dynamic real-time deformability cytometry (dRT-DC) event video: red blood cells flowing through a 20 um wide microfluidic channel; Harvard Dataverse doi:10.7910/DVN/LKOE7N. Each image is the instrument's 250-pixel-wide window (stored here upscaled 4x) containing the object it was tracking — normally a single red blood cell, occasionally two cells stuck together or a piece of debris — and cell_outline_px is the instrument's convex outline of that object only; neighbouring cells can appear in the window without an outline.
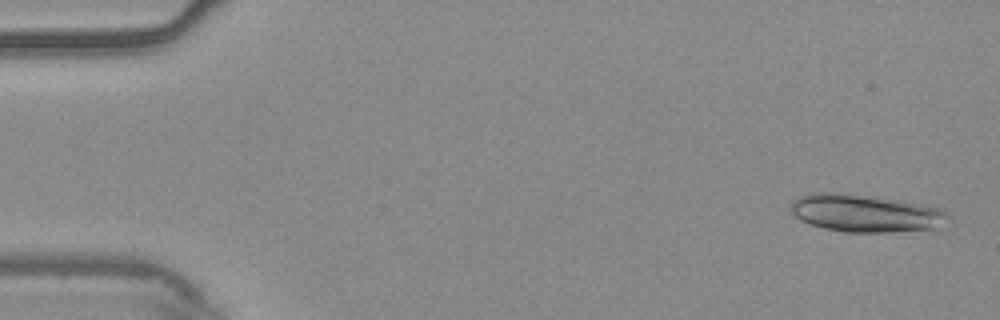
{"species": "common noctule bat (a hibernating species)", "species_latin": "Nyctalus noctula", "temperature_condition": "warm", "stored_images_in_passage": 37, "camera_frame_rate_fps": 3000, "um_per_image_px": 0.085, "animal": {"sex": "male", "body_mass_g": 20.4}, "frame": {"image": 1, "passage_image": 2, "time_ms": 0.333, "image_size_px": [1000, 320], "cell_outline_px": [[952, 216], [936, 232], [844, 232], [824, 228], [808, 224], [800, 220], [792, 212], [792, 200], [800, 196], [812, 192], [820, 192], [864, 196], [896, 200], [920, 204], [936, 208], [948, 212]], "centroid_in_image_um": [73.67, 18.18], "position_along_channel_um": 11.3, "area_um2": 34.74}}
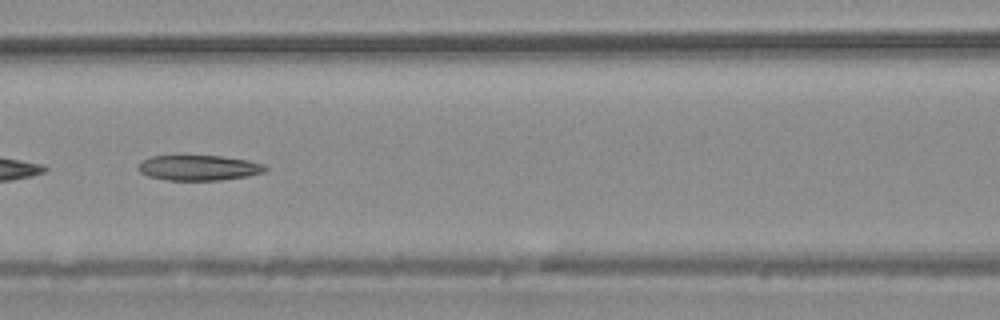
{"frame": {"image": 2, "passage_image": 24, "time_ms": 7.667, "image_size_px": [1000, 320], "cell_outline_px": [[268, 168], [264, 172], [248, 176], [220, 180], [168, 180], [148, 176], [140, 172], [140, 164], [144, 160], [152, 156], [220, 156], [248, 160], [264, 164]], "centroid_in_image_um": [16.95, 14.26], "position_along_channel_um": 149.6, "area_um2": 18.5}}
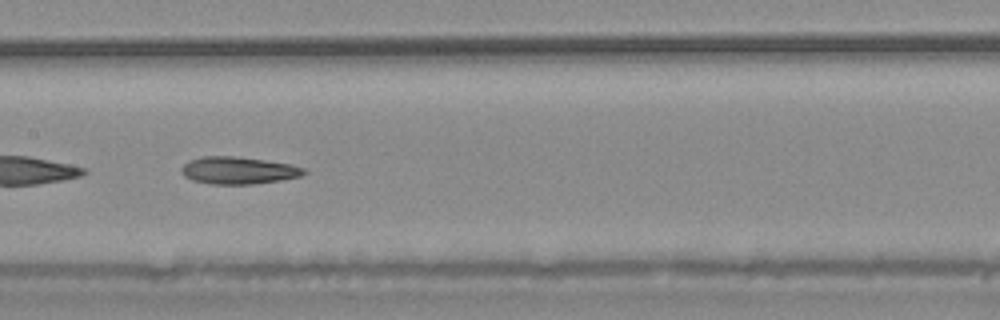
{"frame": {"image": 3, "passage_image": 27, "time_ms": 8.667, "image_size_px": [1000, 320], "cell_outline_px": [[308, 172], [300, 176], [280, 180], [252, 184], [212, 184], [192, 180], [184, 176], [180, 172], [180, 168], [188, 160], [200, 156], [236, 156], [292, 164], [304, 168]], "centroid_in_image_um": [20.23, 14.48], "position_along_channel_um": 187.2, "area_um2": 19.59}}